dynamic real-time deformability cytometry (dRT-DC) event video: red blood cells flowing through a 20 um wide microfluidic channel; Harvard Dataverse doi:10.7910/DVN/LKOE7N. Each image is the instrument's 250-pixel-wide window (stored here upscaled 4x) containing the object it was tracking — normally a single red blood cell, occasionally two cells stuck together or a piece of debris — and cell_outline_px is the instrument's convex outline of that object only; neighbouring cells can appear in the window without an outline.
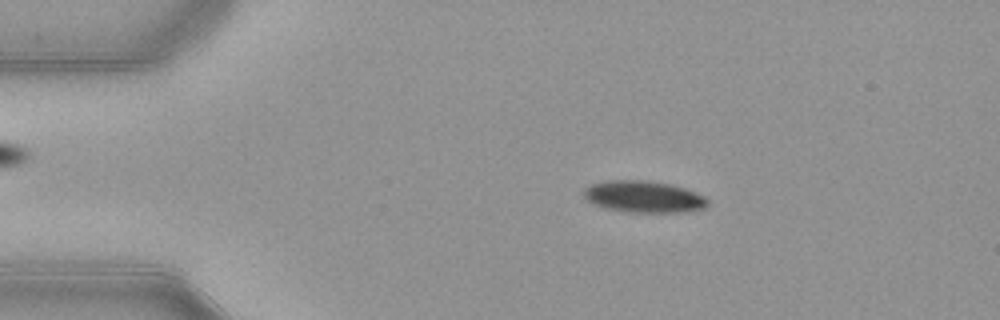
{"species": "common noctule bat (a hibernating species)", "species_latin": "Nyctalus noctula", "temperature_condition": "warm", "stored_images_in_passage": 52, "camera_frame_rate_fps": 3000, "um_per_image_px": 0.085, "animal": {"sex": "female", "body_mass_g": 21.9}, "frame": {"image": 1, "passage_image": 9, "time_ms": 2.667, "image_size_px": [1000, 320], "cell_outline_px": [[708, 204], [704, 208], [688, 212], [624, 212], [604, 208], [592, 204], [584, 196], [584, 188], [592, 184], [608, 180], [644, 180], [668, 184], [684, 188], [704, 196], [708, 200]], "centroid_in_image_um": [54.7, 16.73], "position_along_channel_um": 30.3, "area_um2": 22.89}}
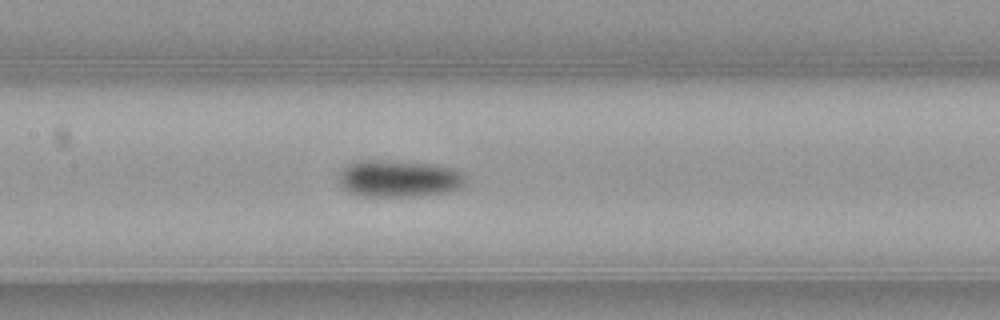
{"frame": {"image": 2, "passage_image": 24, "time_ms": 7.667, "image_size_px": [1000, 320], "cell_outline_px": [[464, 184], [460, 188], [448, 192], [420, 196], [360, 196], [348, 192], [340, 184], [340, 172], [348, 164], [356, 160], [396, 160], [432, 164], [452, 168], [460, 172], [464, 176]], "centroid_in_image_um": [33.89, 15.17], "position_along_channel_um": 173.5, "area_um2": 27.46}}
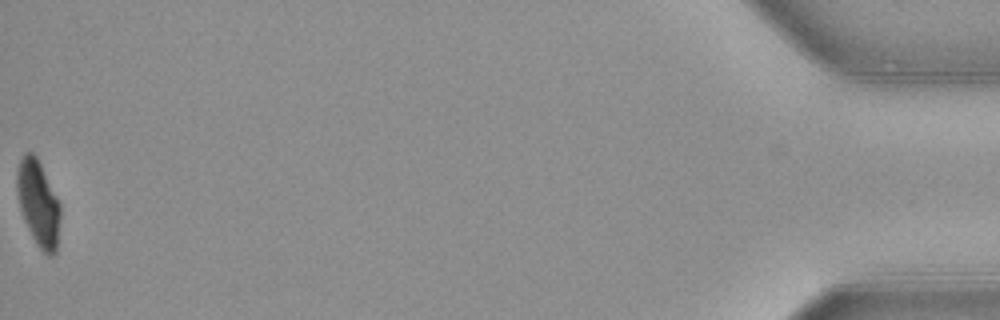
{"frame": {"image": 3, "passage_image": 52, "time_ms": 17.0, "image_size_px": [1000, 320], "cell_outline_px": [[60, 216], [56, 252], [52, 256], [48, 256], [40, 248], [32, 236], [24, 220], [20, 208], [16, 188], [16, 172], [20, 160], [24, 152], [32, 152], [36, 156], [60, 204]], "centroid_in_image_um": [3.24, 17.27], "position_along_channel_um": 432.0, "area_um2": 21.39}, "authors_computed_cell_mechanics": {"area_um2": 23.987, "velocity_mm_per_s": 3.914, "shape_relaxation_time_tau1_ms": 2.938, "shape_relaxation_time_tau2_ms": 8.6385, "deformation_change_tau1": 0.1194, "deformation_change_tau2": 0.1012}}